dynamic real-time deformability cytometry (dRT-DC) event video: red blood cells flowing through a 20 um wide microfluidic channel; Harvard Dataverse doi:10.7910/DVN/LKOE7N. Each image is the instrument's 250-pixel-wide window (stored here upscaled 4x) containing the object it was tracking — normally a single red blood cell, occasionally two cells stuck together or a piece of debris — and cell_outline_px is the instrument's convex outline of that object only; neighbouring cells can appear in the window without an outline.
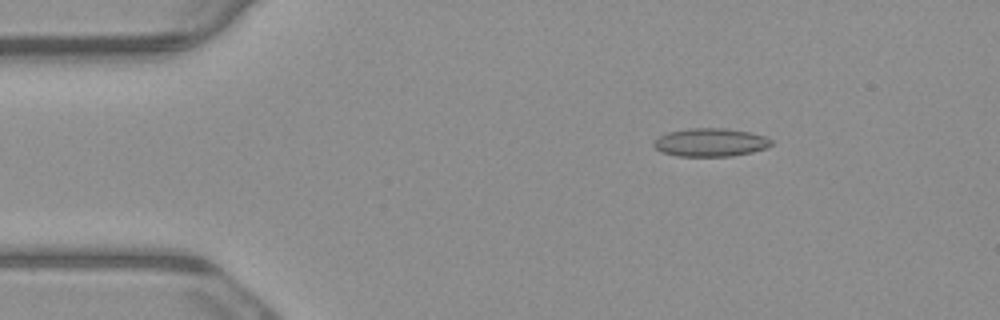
{"species": "common noctule bat (a hibernating species)", "species_latin": "Nyctalus noctula", "temperature_condition": "warm", "stored_images_in_passage": 4, "camera_frame_rate_fps": 3000, "um_per_image_px": 0.085, "animal": {"sex": "male", "body_mass_g": 23.1, "forearm_length_mm": 52.7}, "frame": {"image": 1, "passage_image": 2, "time_ms": 0.333, "image_size_px": [1000, 320], "cell_outline_px": [[772, 144], [768, 148], [752, 152], [732, 156], [676, 156], [660, 152], [652, 144], [652, 140], [668, 132], [688, 128], [724, 128], [752, 132], [764, 136], [772, 140]], "centroid_in_image_um": [60.38, 12.1], "position_along_channel_um": 24.6, "area_um2": 19.59}}